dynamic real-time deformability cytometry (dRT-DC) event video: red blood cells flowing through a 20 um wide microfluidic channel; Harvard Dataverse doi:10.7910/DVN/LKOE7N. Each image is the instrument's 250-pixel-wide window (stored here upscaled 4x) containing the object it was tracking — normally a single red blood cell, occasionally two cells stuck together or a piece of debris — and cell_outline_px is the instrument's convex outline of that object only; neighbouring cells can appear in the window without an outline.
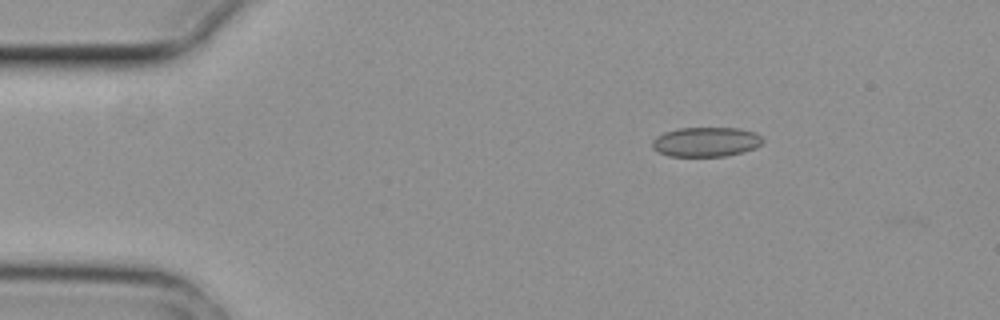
{"species": "common noctule bat (a hibernating species)", "species_latin": "Nyctalus noctula", "temperature_condition": "cold", "stored_images_in_passage": 4, "segment_of_instrument_passage": [1, 2], "camera_frame_rate_fps": 3000, "um_per_image_px": 0.085, "animal": {"sex": "female", "body_mass_g": 29.2, "forearm_length_mm": 56.3}, "frame": {"image": 1, "passage_image": 1, "time_ms": 0.0, "image_size_px": [1000, 320], "cell_outline_px": [[764, 140], [756, 148], [744, 152], [724, 156], [668, 156], [652, 148], [652, 140], [656, 136], [664, 132], [676, 128], [740, 128], [756, 132]], "centroid_in_image_um": [60.01, 12.05], "position_along_channel_um": 25.0, "area_um2": 19.19}}